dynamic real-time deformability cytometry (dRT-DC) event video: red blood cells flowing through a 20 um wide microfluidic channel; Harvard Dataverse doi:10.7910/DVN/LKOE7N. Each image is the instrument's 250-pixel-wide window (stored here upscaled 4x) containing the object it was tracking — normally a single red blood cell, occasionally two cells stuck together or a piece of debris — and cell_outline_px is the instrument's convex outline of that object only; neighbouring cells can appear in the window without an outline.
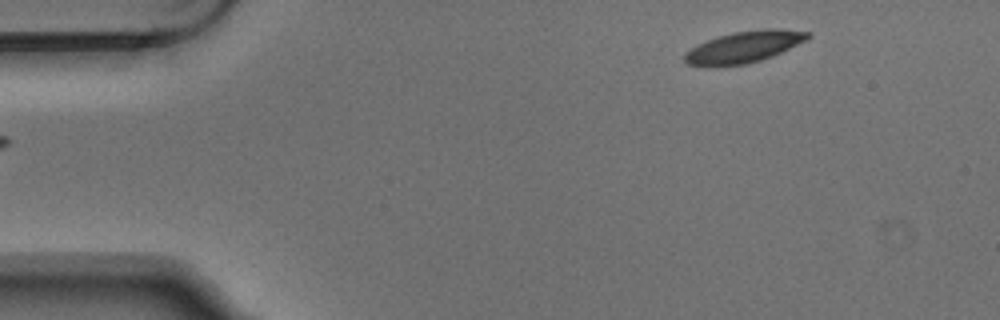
{"species": "Egyptian fruit bat (a non-hibernating species)", "species_latin": "Rousettus aegyptiacus", "temperature_condition": "warm", "stored_images_in_passage": 5, "segment_of_instrument_passage": [2, 2], "camera_frame_rate_fps": 3000, "um_per_image_px": 0.085, "animal": {"sex": "male"}, "frame": {"image": 1, "passage_image": 5, "time_ms": 1.333, "image_size_px": [1000, 320], "cell_outline_px": [[812, 36], [772, 56], [760, 60], [744, 64], [716, 68], [704, 68], [688, 64], [684, 60], [684, 52], [696, 44], [732, 32], [764, 28], [776, 28], [812, 32]], "centroid_in_image_um": [63.15, 4.01], "position_along_channel_um": 21.8, "area_um2": 22.95}}